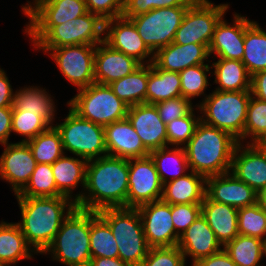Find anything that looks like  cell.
I'll use <instances>...</instances> for the list:
<instances>
[{"label":"cell","instance_id":"1","mask_svg":"<svg viewBox=\"0 0 266 266\" xmlns=\"http://www.w3.org/2000/svg\"><path fill=\"white\" fill-rule=\"evenodd\" d=\"M128 180L127 159L106 155L88 160L85 188L75 194L74 202L78 208L91 211L127 208Z\"/></svg>","mask_w":266,"mask_h":266},{"label":"cell","instance_id":"2","mask_svg":"<svg viewBox=\"0 0 266 266\" xmlns=\"http://www.w3.org/2000/svg\"><path fill=\"white\" fill-rule=\"evenodd\" d=\"M21 212L16 222L26 242L38 255L53 242L63 221L77 207L76 203L66 196L56 197H16Z\"/></svg>","mask_w":266,"mask_h":266},{"label":"cell","instance_id":"3","mask_svg":"<svg viewBox=\"0 0 266 266\" xmlns=\"http://www.w3.org/2000/svg\"><path fill=\"white\" fill-rule=\"evenodd\" d=\"M238 143L228 132L200 120L193 136L184 146L189 169L205 177L230 172Z\"/></svg>","mask_w":266,"mask_h":266},{"label":"cell","instance_id":"4","mask_svg":"<svg viewBox=\"0 0 266 266\" xmlns=\"http://www.w3.org/2000/svg\"><path fill=\"white\" fill-rule=\"evenodd\" d=\"M33 48H57L70 45H97L104 41V21L86 14L60 25H25Z\"/></svg>","mask_w":266,"mask_h":266},{"label":"cell","instance_id":"5","mask_svg":"<svg viewBox=\"0 0 266 266\" xmlns=\"http://www.w3.org/2000/svg\"><path fill=\"white\" fill-rule=\"evenodd\" d=\"M250 98L251 90H214L195 106L201 113L200 120L203 123L228 132L240 143H244V126Z\"/></svg>","mask_w":266,"mask_h":266},{"label":"cell","instance_id":"6","mask_svg":"<svg viewBox=\"0 0 266 266\" xmlns=\"http://www.w3.org/2000/svg\"><path fill=\"white\" fill-rule=\"evenodd\" d=\"M43 254L66 266H89L90 210L76 207L63 221L51 245Z\"/></svg>","mask_w":266,"mask_h":266},{"label":"cell","instance_id":"7","mask_svg":"<svg viewBox=\"0 0 266 266\" xmlns=\"http://www.w3.org/2000/svg\"><path fill=\"white\" fill-rule=\"evenodd\" d=\"M97 213L111 228L118 246V257L130 266H140L150 247L145 238L138 209L104 208Z\"/></svg>","mask_w":266,"mask_h":266},{"label":"cell","instance_id":"8","mask_svg":"<svg viewBox=\"0 0 266 266\" xmlns=\"http://www.w3.org/2000/svg\"><path fill=\"white\" fill-rule=\"evenodd\" d=\"M77 90L78 93L67 105L81 118L103 127L127 118L129 106L119 99L109 85L94 82Z\"/></svg>","mask_w":266,"mask_h":266},{"label":"cell","instance_id":"9","mask_svg":"<svg viewBox=\"0 0 266 266\" xmlns=\"http://www.w3.org/2000/svg\"><path fill=\"white\" fill-rule=\"evenodd\" d=\"M54 127L61 136L64 153L69 151L86 160L108 155L104 127L81 118L70 107L64 121Z\"/></svg>","mask_w":266,"mask_h":266},{"label":"cell","instance_id":"10","mask_svg":"<svg viewBox=\"0 0 266 266\" xmlns=\"http://www.w3.org/2000/svg\"><path fill=\"white\" fill-rule=\"evenodd\" d=\"M230 5H215L209 0H195L187 9L173 42L186 45L203 44L209 47L215 27Z\"/></svg>","mask_w":266,"mask_h":266},{"label":"cell","instance_id":"11","mask_svg":"<svg viewBox=\"0 0 266 266\" xmlns=\"http://www.w3.org/2000/svg\"><path fill=\"white\" fill-rule=\"evenodd\" d=\"M189 6H174L153 9L147 13L130 17L138 34L155 53L158 49L173 42L175 33Z\"/></svg>","mask_w":266,"mask_h":266},{"label":"cell","instance_id":"12","mask_svg":"<svg viewBox=\"0 0 266 266\" xmlns=\"http://www.w3.org/2000/svg\"><path fill=\"white\" fill-rule=\"evenodd\" d=\"M49 53L62 75L77 89L95 82L94 57L96 45H70L57 48H36Z\"/></svg>","mask_w":266,"mask_h":266},{"label":"cell","instance_id":"13","mask_svg":"<svg viewBox=\"0 0 266 266\" xmlns=\"http://www.w3.org/2000/svg\"><path fill=\"white\" fill-rule=\"evenodd\" d=\"M128 166L127 208H138L141 205L161 200L164 184L151 156L129 159Z\"/></svg>","mask_w":266,"mask_h":266},{"label":"cell","instance_id":"14","mask_svg":"<svg viewBox=\"0 0 266 266\" xmlns=\"http://www.w3.org/2000/svg\"><path fill=\"white\" fill-rule=\"evenodd\" d=\"M143 230L147 244L152 247L176 246L179 235L171 217V205L162 199L139 206Z\"/></svg>","mask_w":266,"mask_h":266},{"label":"cell","instance_id":"15","mask_svg":"<svg viewBox=\"0 0 266 266\" xmlns=\"http://www.w3.org/2000/svg\"><path fill=\"white\" fill-rule=\"evenodd\" d=\"M104 42L111 48L135 58L141 64L153 62L154 53L144 43L135 25L127 18L121 16L104 22Z\"/></svg>","mask_w":266,"mask_h":266},{"label":"cell","instance_id":"16","mask_svg":"<svg viewBox=\"0 0 266 266\" xmlns=\"http://www.w3.org/2000/svg\"><path fill=\"white\" fill-rule=\"evenodd\" d=\"M0 156V178L11 185L14 195L29 182L37 162L26 142L2 144Z\"/></svg>","mask_w":266,"mask_h":266},{"label":"cell","instance_id":"17","mask_svg":"<svg viewBox=\"0 0 266 266\" xmlns=\"http://www.w3.org/2000/svg\"><path fill=\"white\" fill-rule=\"evenodd\" d=\"M22 12L29 18L27 25H60L88 10L85 0H33L22 5Z\"/></svg>","mask_w":266,"mask_h":266},{"label":"cell","instance_id":"18","mask_svg":"<svg viewBox=\"0 0 266 266\" xmlns=\"http://www.w3.org/2000/svg\"><path fill=\"white\" fill-rule=\"evenodd\" d=\"M233 16V23L226 22L224 16L217 23L208 47L210 56L242 61L245 29L253 20L237 13Z\"/></svg>","mask_w":266,"mask_h":266},{"label":"cell","instance_id":"19","mask_svg":"<svg viewBox=\"0 0 266 266\" xmlns=\"http://www.w3.org/2000/svg\"><path fill=\"white\" fill-rule=\"evenodd\" d=\"M230 172L258 193L266 187V150L259 143L239 142Z\"/></svg>","mask_w":266,"mask_h":266},{"label":"cell","instance_id":"20","mask_svg":"<svg viewBox=\"0 0 266 266\" xmlns=\"http://www.w3.org/2000/svg\"><path fill=\"white\" fill-rule=\"evenodd\" d=\"M206 195L237 209L257 203V192L231 172L206 177Z\"/></svg>","mask_w":266,"mask_h":266},{"label":"cell","instance_id":"21","mask_svg":"<svg viewBox=\"0 0 266 266\" xmlns=\"http://www.w3.org/2000/svg\"><path fill=\"white\" fill-rule=\"evenodd\" d=\"M127 118L149 151L167 146L166 124L154 104H138L128 108Z\"/></svg>","mask_w":266,"mask_h":266},{"label":"cell","instance_id":"22","mask_svg":"<svg viewBox=\"0 0 266 266\" xmlns=\"http://www.w3.org/2000/svg\"><path fill=\"white\" fill-rule=\"evenodd\" d=\"M104 136L109 156L129 160L150 155L128 118L106 125Z\"/></svg>","mask_w":266,"mask_h":266},{"label":"cell","instance_id":"23","mask_svg":"<svg viewBox=\"0 0 266 266\" xmlns=\"http://www.w3.org/2000/svg\"><path fill=\"white\" fill-rule=\"evenodd\" d=\"M141 63L125 53L111 48L104 41L96 45L94 57V79L96 83L109 85L134 70Z\"/></svg>","mask_w":266,"mask_h":266},{"label":"cell","instance_id":"24","mask_svg":"<svg viewBox=\"0 0 266 266\" xmlns=\"http://www.w3.org/2000/svg\"><path fill=\"white\" fill-rule=\"evenodd\" d=\"M177 246L185 260L188 256L192 258V265L223 249L202 214L180 235Z\"/></svg>","mask_w":266,"mask_h":266},{"label":"cell","instance_id":"25","mask_svg":"<svg viewBox=\"0 0 266 266\" xmlns=\"http://www.w3.org/2000/svg\"><path fill=\"white\" fill-rule=\"evenodd\" d=\"M209 49L206 45L189 43L186 45L170 43L154 53L153 63L162 70L180 73L182 70L208 60ZM206 60V62H205Z\"/></svg>","mask_w":266,"mask_h":266},{"label":"cell","instance_id":"26","mask_svg":"<svg viewBox=\"0 0 266 266\" xmlns=\"http://www.w3.org/2000/svg\"><path fill=\"white\" fill-rule=\"evenodd\" d=\"M201 213L223 247L239 234L237 208L212 201L206 195L201 203Z\"/></svg>","mask_w":266,"mask_h":266},{"label":"cell","instance_id":"27","mask_svg":"<svg viewBox=\"0 0 266 266\" xmlns=\"http://www.w3.org/2000/svg\"><path fill=\"white\" fill-rule=\"evenodd\" d=\"M206 196V177L190 171L163 185L162 200L173 204H201Z\"/></svg>","mask_w":266,"mask_h":266},{"label":"cell","instance_id":"28","mask_svg":"<svg viewBox=\"0 0 266 266\" xmlns=\"http://www.w3.org/2000/svg\"><path fill=\"white\" fill-rule=\"evenodd\" d=\"M87 163L88 160L84 158L63 154L55 163L51 164L57 191L62 196L74 201L72 190L78 186L85 188Z\"/></svg>","mask_w":266,"mask_h":266},{"label":"cell","instance_id":"29","mask_svg":"<svg viewBox=\"0 0 266 266\" xmlns=\"http://www.w3.org/2000/svg\"><path fill=\"white\" fill-rule=\"evenodd\" d=\"M34 250L26 242L15 222L0 223V265H16L21 260L33 259Z\"/></svg>","mask_w":266,"mask_h":266},{"label":"cell","instance_id":"30","mask_svg":"<svg viewBox=\"0 0 266 266\" xmlns=\"http://www.w3.org/2000/svg\"><path fill=\"white\" fill-rule=\"evenodd\" d=\"M55 102L52 96L38 86H24L14 93L12 110H26L31 113H39L51 126H54L56 113Z\"/></svg>","mask_w":266,"mask_h":266},{"label":"cell","instance_id":"31","mask_svg":"<svg viewBox=\"0 0 266 266\" xmlns=\"http://www.w3.org/2000/svg\"><path fill=\"white\" fill-rule=\"evenodd\" d=\"M211 67L214 68V82L218 91L251 90V76L242 61L217 58Z\"/></svg>","mask_w":266,"mask_h":266},{"label":"cell","instance_id":"32","mask_svg":"<svg viewBox=\"0 0 266 266\" xmlns=\"http://www.w3.org/2000/svg\"><path fill=\"white\" fill-rule=\"evenodd\" d=\"M180 96V74L159 69L153 62L149 64L146 104H156Z\"/></svg>","mask_w":266,"mask_h":266},{"label":"cell","instance_id":"33","mask_svg":"<svg viewBox=\"0 0 266 266\" xmlns=\"http://www.w3.org/2000/svg\"><path fill=\"white\" fill-rule=\"evenodd\" d=\"M149 64H141L129 75L109 84L113 92L129 107L146 103Z\"/></svg>","mask_w":266,"mask_h":266},{"label":"cell","instance_id":"34","mask_svg":"<svg viewBox=\"0 0 266 266\" xmlns=\"http://www.w3.org/2000/svg\"><path fill=\"white\" fill-rule=\"evenodd\" d=\"M171 147L166 146L150 152L163 184L190 172L184 147Z\"/></svg>","mask_w":266,"mask_h":266},{"label":"cell","instance_id":"35","mask_svg":"<svg viewBox=\"0 0 266 266\" xmlns=\"http://www.w3.org/2000/svg\"><path fill=\"white\" fill-rule=\"evenodd\" d=\"M242 62L250 76L266 70V33L256 21L245 29Z\"/></svg>","mask_w":266,"mask_h":266},{"label":"cell","instance_id":"36","mask_svg":"<svg viewBox=\"0 0 266 266\" xmlns=\"http://www.w3.org/2000/svg\"><path fill=\"white\" fill-rule=\"evenodd\" d=\"M266 241L238 234L223 249L237 266H261L259 262L265 256Z\"/></svg>","mask_w":266,"mask_h":266},{"label":"cell","instance_id":"37","mask_svg":"<svg viewBox=\"0 0 266 266\" xmlns=\"http://www.w3.org/2000/svg\"><path fill=\"white\" fill-rule=\"evenodd\" d=\"M90 251L92 258L118 257L117 242L108 223L97 213L90 210Z\"/></svg>","mask_w":266,"mask_h":266},{"label":"cell","instance_id":"38","mask_svg":"<svg viewBox=\"0 0 266 266\" xmlns=\"http://www.w3.org/2000/svg\"><path fill=\"white\" fill-rule=\"evenodd\" d=\"M37 164H53L64 153L61 136L54 126L26 142Z\"/></svg>","mask_w":266,"mask_h":266},{"label":"cell","instance_id":"39","mask_svg":"<svg viewBox=\"0 0 266 266\" xmlns=\"http://www.w3.org/2000/svg\"><path fill=\"white\" fill-rule=\"evenodd\" d=\"M16 197H56L57 191L51 164H37L26 186Z\"/></svg>","mask_w":266,"mask_h":266},{"label":"cell","instance_id":"40","mask_svg":"<svg viewBox=\"0 0 266 266\" xmlns=\"http://www.w3.org/2000/svg\"><path fill=\"white\" fill-rule=\"evenodd\" d=\"M210 66L209 63L198 64L188 67L179 73L182 97L191 101L193 98L203 95V99H205L207 94L205 95L204 91L209 85L207 76L208 73L209 75L212 74Z\"/></svg>","mask_w":266,"mask_h":266},{"label":"cell","instance_id":"41","mask_svg":"<svg viewBox=\"0 0 266 266\" xmlns=\"http://www.w3.org/2000/svg\"><path fill=\"white\" fill-rule=\"evenodd\" d=\"M238 233L266 241V212L258 202L238 209Z\"/></svg>","mask_w":266,"mask_h":266},{"label":"cell","instance_id":"42","mask_svg":"<svg viewBox=\"0 0 266 266\" xmlns=\"http://www.w3.org/2000/svg\"><path fill=\"white\" fill-rule=\"evenodd\" d=\"M266 137V101L251 95L247 107V118L244 126V140L247 143H260Z\"/></svg>","mask_w":266,"mask_h":266},{"label":"cell","instance_id":"43","mask_svg":"<svg viewBox=\"0 0 266 266\" xmlns=\"http://www.w3.org/2000/svg\"><path fill=\"white\" fill-rule=\"evenodd\" d=\"M50 127L51 125L39 116V113H31L26 110H12V132L25 137L21 142H27L35 138Z\"/></svg>","mask_w":266,"mask_h":266},{"label":"cell","instance_id":"44","mask_svg":"<svg viewBox=\"0 0 266 266\" xmlns=\"http://www.w3.org/2000/svg\"><path fill=\"white\" fill-rule=\"evenodd\" d=\"M200 115H195L194 109L186 116L174 119L166 125L167 146L184 147L193 136Z\"/></svg>","mask_w":266,"mask_h":266},{"label":"cell","instance_id":"45","mask_svg":"<svg viewBox=\"0 0 266 266\" xmlns=\"http://www.w3.org/2000/svg\"><path fill=\"white\" fill-rule=\"evenodd\" d=\"M140 266H186V260L179 247H152Z\"/></svg>","mask_w":266,"mask_h":266},{"label":"cell","instance_id":"46","mask_svg":"<svg viewBox=\"0 0 266 266\" xmlns=\"http://www.w3.org/2000/svg\"><path fill=\"white\" fill-rule=\"evenodd\" d=\"M195 0H124L122 17L129 19L153 9L190 6Z\"/></svg>","mask_w":266,"mask_h":266},{"label":"cell","instance_id":"47","mask_svg":"<svg viewBox=\"0 0 266 266\" xmlns=\"http://www.w3.org/2000/svg\"><path fill=\"white\" fill-rule=\"evenodd\" d=\"M192 101L180 96L154 104L162 121L167 125L174 119L188 115L193 109Z\"/></svg>","mask_w":266,"mask_h":266},{"label":"cell","instance_id":"48","mask_svg":"<svg viewBox=\"0 0 266 266\" xmlns=\"http://www.w3.org/2000/svg\"><path fill=\"white\" fill-rule=\"evenodd\" d=\"M171 217L175 232L180 236L201 213V204H173Z\"/></svg>","mask_w":266,"mask_h":266},{"label":"cell","instance_id":"49","mask_svg":"<svg viewBox=\"0 0 266 266\" xmlns=\"http://www.w3.org/2000/svg\"><path fill=\"white\" fill-rule=\"evenodd\" d=\"M88 12L99 16L104 22L122 16L124 0H85Z\"/></svg>","mask_w":266,"mask_h":266},{"label":"cell","instance_id":"50","mask_svg":"<svg viewBox=\"0 0 266 266\" xmlns=\"http://www.w3.org/2000/svg\"><path fill=\"white\" fill-rule=\"evenodd\" d=\"M14 91L6 72L0 68V107H13Z\"/></svg>","mask_w":266,"mask_h":266},{"label":"cell","instance_id":"51","mask_svg":"<svg viewBox=\"0 0 266 266\" xmlns=\"http://www.w3.org/2000/svg\"><path fill=\"white\" fill-rule=\"evenodd\" d=\"M192 266H237L230 258L228 253L222 249L211 256L202 258Z\"/></svg>","mask_w":266,"mask_h":266},{"label":"cell","instance_id":"52","mask_svg":"<svg viewBox=\"0 0 266 266\" xmlns=\"http://www.w3.org/2000/svg\"><path fill=\"white\" fill-rule=\"evenodd\" d=\"M12 133V107H0V144L9 143Z\"/></svg>","mask_w":266,"mask_h":266},{"label":"cell","instance_id":"53","mask_svg":"<svg viewBox=\"0 0 266 266\" xmlns=\"http://www.w3.org/2000/svg\"><path fill=\"white\" fill-rule=\"evenodd\" d=\"M251 95L266 101V70L251 76Z\"/></svg>","mask_w":266,"mask_h":266},{"label":"cell","instance_id":"54","mask_svg":"<svg viewBox=\"0 0 266 266\" xmlns=\"http://www.w3.org/2000/svg\"><path fill=\"white\" fill-rule=\"evenodd\" d=\"M89 266H130L128 263L123 262L119 257L116 258H91Z\"/></svg>","mask_w":266,"mask_h":266},{"label":"cell","instance_id":"55","mask_svg":"<svg viewBox=\"0 0 266 266\" xmlns=\"http://www.w3.org/2000/svg\"><path fill=\"white\" fill-rule=\"evenodd\" d=\"M257 202L261 208L266 212V187L262 188L258 193Z\"/></svg>","mask_w":266,"mask_h":266},{"label":"cell","instance_id":"56","mask_svg":"<svg viewBox=\"0 0 266 266\" xmlns=\"http://www.w3.org/2000/svg\"><path fill=\"white\" fill-rule=\"evenodd\" d=\"M259 144L266 150V137Z\"/></svg>","mask_w":266,"mask_h":266},{"label":"cell","instance_id":"57","mask_svg":"<svg viewBox=\"0 0 266 266\" xmlns=\"http://www.w3.org/2000/svg\"><path fill=\"white\" fill-rule=\"evenodd\" d=\"M0 266H12V264H8V265H0Z\"/></svg>","mask_w":266,"mask_h":266}]
</instances>
